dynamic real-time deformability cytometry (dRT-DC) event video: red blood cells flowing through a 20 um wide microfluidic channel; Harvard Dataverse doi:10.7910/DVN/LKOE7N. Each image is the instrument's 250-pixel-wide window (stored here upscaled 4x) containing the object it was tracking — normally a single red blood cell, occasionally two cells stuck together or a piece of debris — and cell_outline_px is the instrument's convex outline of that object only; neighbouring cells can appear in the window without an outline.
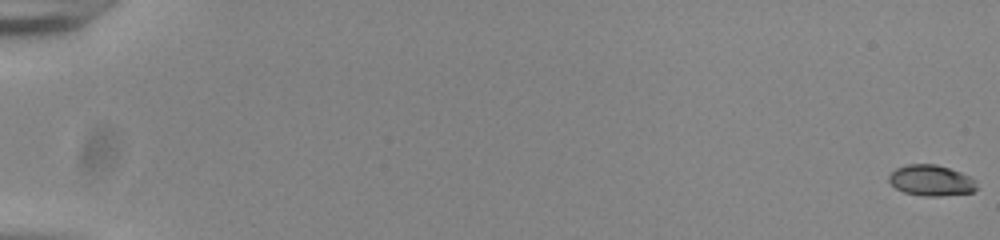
{"species": "common noctule bat (a hibernating species)", "species_latin": "Nyctalus noctula", "temperature_condition": "room temperature", "stored_images_in_passage": 17, "camera_frame_rate_fps": 3000, "um_per_image_px": 0.085, "animal": {"sex": "male", "body_mass_g": 20.0, "forearm_length_mm": 53.3}, "frame": {"image": 1, "passage_image": 1, "time_ms": 0.0, "image_size_px": [1000, 240], "cell_outline_px": [[976, 188], [972, 192], [940, 196], [924, 196], [904, 192], [896, 188], [888, 180], [888, 176], [896, 168], [908, 164], [936, 164], [972, 176], [976, 180]], "centroid_in_image_um": [79.16, 15.33], "position_along_channel_um": 5.8, "area_um2": 15.78}}
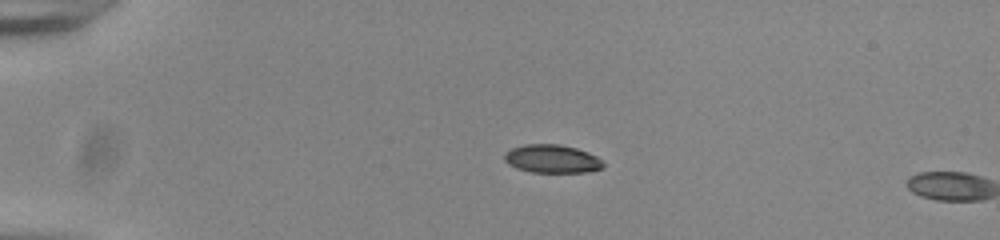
{"frame": {"image": 2, "passage_image": 15, "time_ms": 4.667, "image_size_px": [1000, 240], "cell_outline_px": [[604, 168], [588, 172], [532, 172], [516, 168], [508, 164], [504, 160], [504, 152], [512, 148], [524, 144], [560, 144], [576, 148], [588, 152], [604, 160]], "centroid_in_image_um": [46.94, 13.5], "position_along_channel_um": 38.1, "area_um2": 16.47}}